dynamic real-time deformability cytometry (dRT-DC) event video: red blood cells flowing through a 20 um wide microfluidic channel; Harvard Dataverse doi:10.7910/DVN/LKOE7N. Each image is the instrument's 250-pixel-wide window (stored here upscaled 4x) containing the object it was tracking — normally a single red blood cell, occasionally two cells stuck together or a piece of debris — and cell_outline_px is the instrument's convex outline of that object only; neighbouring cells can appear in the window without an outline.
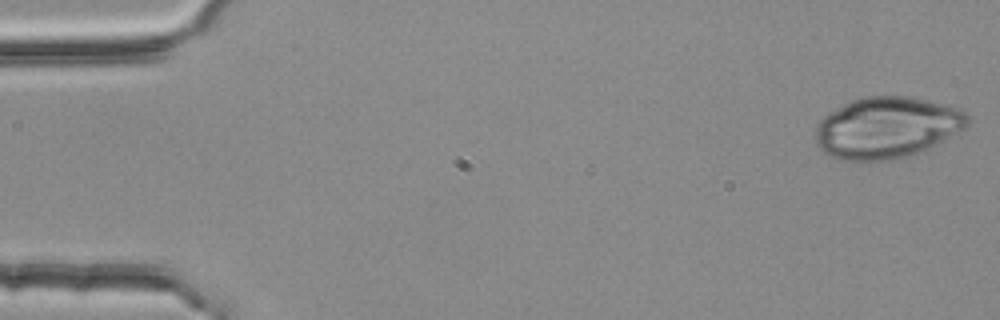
{"species": "common noctule bat (a hibernating species)", "species_latin": "Nyctalus noctula", "temperature_condition": "room temperature", "stored_images_in_passage": 3, "camera_frame_rate_fps": 3000, "um_per_image_px": 0.085, "animal": {"sex": "female", "body_mass_g": 25.1}, "frame": {"image": 1, "passage_image": 1, "time_ms": 0.0, "image_size_px": [1000, 320], "cell_outline_px": [[968, 124], [964, 128], [908, 156], [888, 160], [860, 164], [840, 160], [828, 156], [816, 144], [816, 124], [828, 112], [852, 100], [864, 96], [904, 96], [924, 100], [960, 108], [968, 116]], "centroid_in_image_um": [75.28, 10.87], "position_along_channel_um": 9.7, "area_um2": 54.27}}